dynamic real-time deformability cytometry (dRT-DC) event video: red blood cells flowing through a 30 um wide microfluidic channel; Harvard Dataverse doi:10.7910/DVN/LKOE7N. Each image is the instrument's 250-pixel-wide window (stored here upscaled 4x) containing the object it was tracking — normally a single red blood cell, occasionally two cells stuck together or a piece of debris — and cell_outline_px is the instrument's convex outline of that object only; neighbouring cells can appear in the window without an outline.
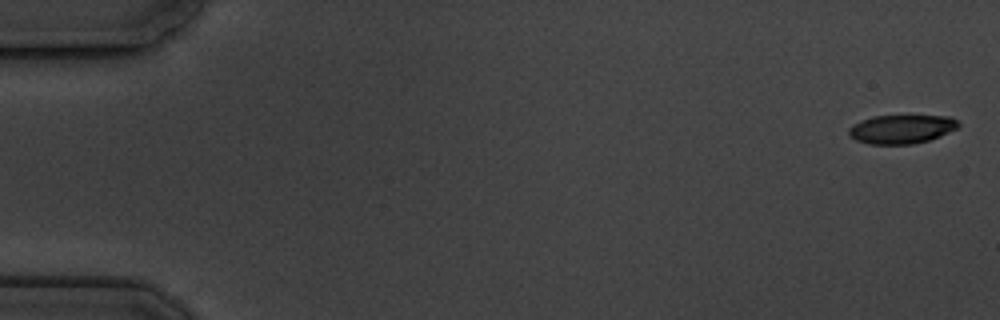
{"species": "common noctule bat (a hibernating species)", "species_latin": "Nyctalus noctula", "temperature_condition": "cold", "stored_images_in_passage": 8, "camera_frame_rate_fps": 3000, "um_per_image_px": 0.085, "animal": {"sex": "male", "body_mass_g": 19.5, "forearm_length_mm": 54.6}, "frame": {"image": 1, "passage_image": 1, "time_ms": 0.0, "image_size_px": [1000, 320], "cell_outline_px": [[960, 124], [956, 128], [928, 140], [912, 144], [872, 144], [856, 140], [848, 136], [848, 128], [852, 124], [860, 120], [872, 116], [948, 116], [956, 120]], "centroid_in_image_um": [76.55, 10.97], "position_along_channel_um": 8.5, "area_um2": 18.21}}
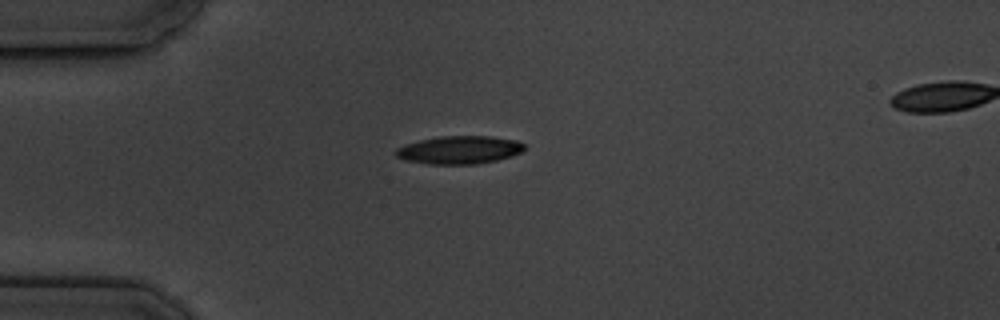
{"frame": {"image": 2, "passage_image": 5, "time_ms": 4.667, "image_size_px": [1000, 320], "cell_outline_px": [[524, 148], [520, 152], [512, 156], [496, 160], [476, 164], [428, 164], [404, 160], [396, 156], [392, 152], [396, 148], [404, 144], [420, 140], [440, 136], [488, 136], [516, 140], [524, 144]], "centroid_in_image_um": [38.98, 12.74], "position_along_channel_um": 46.0, "area_um2": 21.04}}
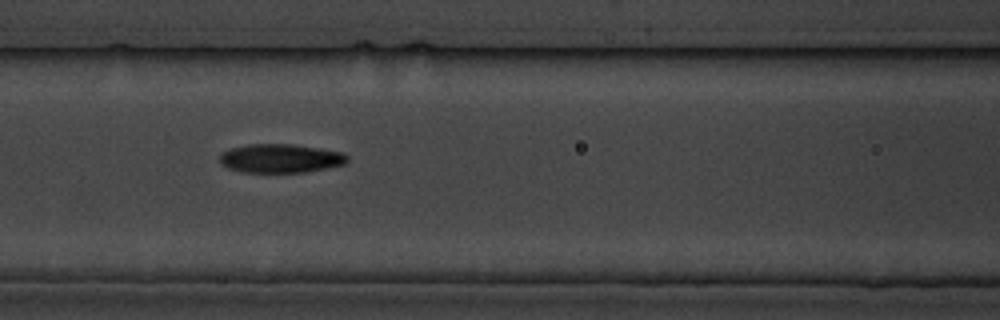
{"frame": {"image": 3, "passage_image": 8, "time_ms": 8.0, "image_size_px": [1000, 320], "cell_outline_px": [[348, 160], [344, 164], [304, 172], [244, 172], [228, 168], [220, 164], [220, 156], [224, 152], [232, 148], [248, 144], [292, 144], [320, 148], [344, 152], [348, 156]], "centroid_in_image_um": [23.86, 13.45], "position_along_channel_um": 142.7, "area_um2": 21.27}}